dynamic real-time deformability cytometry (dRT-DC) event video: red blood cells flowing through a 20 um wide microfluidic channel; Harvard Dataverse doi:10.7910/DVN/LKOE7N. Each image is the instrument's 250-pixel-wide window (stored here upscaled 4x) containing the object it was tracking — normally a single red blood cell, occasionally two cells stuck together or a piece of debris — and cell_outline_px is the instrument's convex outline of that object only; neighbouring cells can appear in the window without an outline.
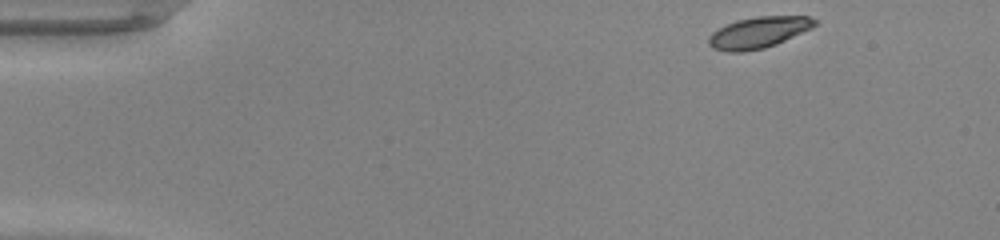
{"species": "common noctule bat (a hibernating species)", "species_latin": "Nyctalus noctula", "temperature_condition": "warm", "stored_images_in_passage": 44, "camera_frame_rate_fps": 3000, "um_per_image_px": 0.085, "animal": {"sex": "male", "body_mass_g": 20.0, "forearm_length_mm": 53.3}, "frame": {"image": 1, "passage_image": 1, "time_ms": 0.0, "image_size_px": [1000, 240], "cell_outline_px": [[816, 24], [812, 28], [776, 44], [764, 48], [740, 52], [728, 52], [712, 48], [708, 44], [708, 36], [712, 32], [736, 20], [756, 16], [808, 16], [816, 20]], "centroid_in_image_um": [64.46, 2.76], "position_along_channel_um": 20.5, "area_um2": 19.25}}
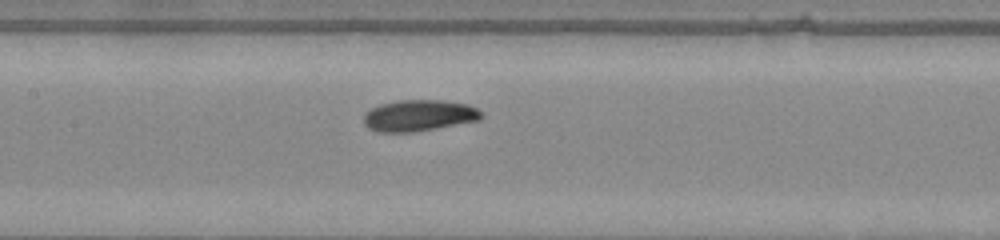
{"frame": {"image": 2, "passage_image": 19, "time_ms": 6.0, "image_size_px": [1000, 240], "cell_outline_px": [[484, 116], [480, 120], [436, 128], [412, 132], [376, 132], [368, 128], [364, 124], [364, 112], [380, 104], [396, 100], [440, 100], [468, 104], [476, 108]], "centroid_in_image_um": [35.58, 9.82], "position_along_channel_um": 171.8, "area_um2": 21.56}}
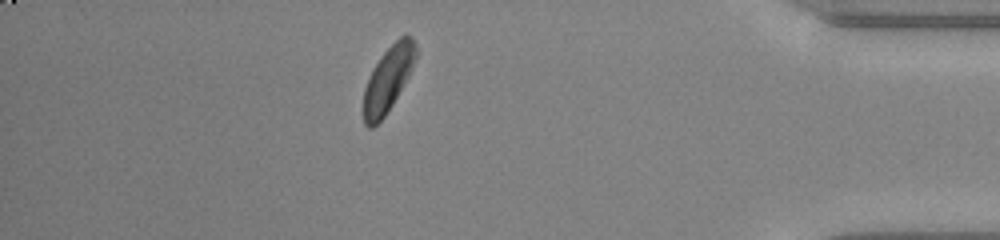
{"frame": {"image": 3, "passage_image": 38, "time_ms": 12.333, "image_size_px": [1000, 240], "cell_outline_px": [[416, 60], [408, 76], [392, 104], [384, 116], [372, 128], [368, 128], [364, 124], [364, 88], [372, 68], [380, 56], [404, 32], [412, 36], [416, 44]], "centroid_in_image_um": [32.99, 6.67], "position_along_channel_um": 402.2, "area_um2": 19.77}, "authors_computed_cell_mechanics": {"area_um2": 20.4323, "velocity_mm_per_s": 4.2486, "shape_relaxation_time_tau1_ms": 2.519, "shape_relaxation_time_tau2_ms": 4.2577, "deformation_change_tau1": 0.0959, "deformation_change_tau2": 0.0876}}